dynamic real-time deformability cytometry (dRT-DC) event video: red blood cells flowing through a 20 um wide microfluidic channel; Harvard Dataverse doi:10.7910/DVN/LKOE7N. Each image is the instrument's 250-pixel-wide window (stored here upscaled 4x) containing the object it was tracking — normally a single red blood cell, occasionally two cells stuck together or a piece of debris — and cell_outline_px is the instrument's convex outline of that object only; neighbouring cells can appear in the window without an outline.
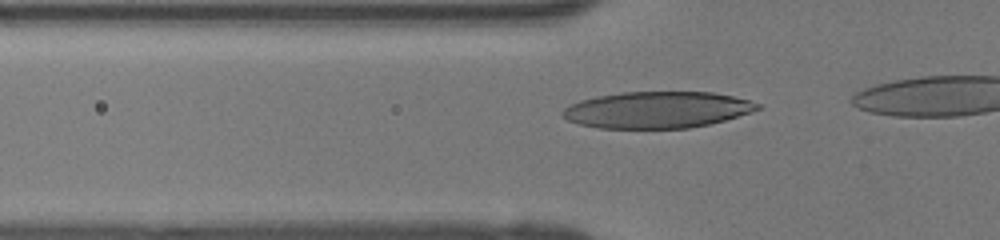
{"species": "human", "species_latin": "Homo sapiens", "temperature_condition": "room temperature", "stored_images_in_passage": 10, "camera_frame_rate_fps": 3000, "um_per_image_px": 0.085, "donor": {"sex": "female"}, "frame": {"image": 1, "passage_image": 2, "time_ms": 0.333, "image_size_px": [1000, 240], "cell_outline_px": [[760, 108], [724, 120], [708, 124], [688, 128], [600, 128], [580, 124], [568, 120], [560, 112], [564, 108], [580, 100], [596, 96], [624, 92], [712, 92], [732, 96], [748, 100], [760, 104]], "centroid_in_image_um": [55.82, 9.33], "position_along_channel_um": 70.0, "area_um2": 41.04}}
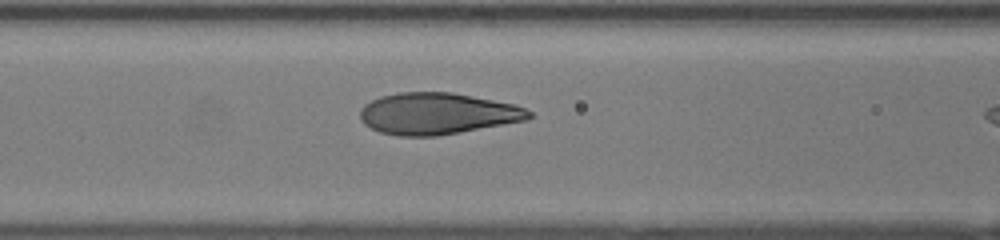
{"frame": {"image": 2, "passage_image": 6, "time_ms": 1.667, "image_size_px": [1000, 240], "cell_outline_px": [[532, 116], [528, 120], [436, 136], [396, 136], [380, 132], [364, 124], [360, 120], [360, 108], [364, 104], [380, 96], [400, 92], [452, 92], [516, 104], [532, 112]], "centroid_in_image_um": [37.17, 9.65], "position_along_channel_um": 129.4, "area_um2": 41.04}}
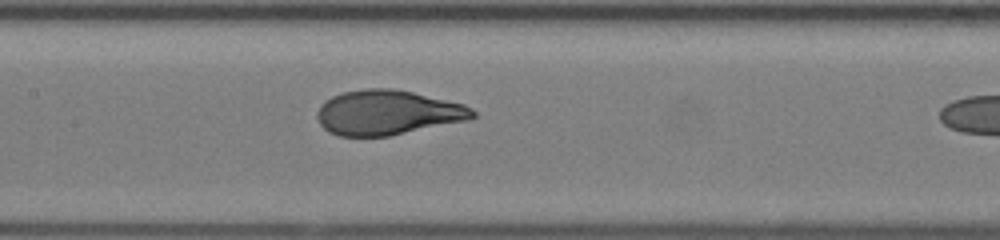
{"frame": {"image": 3, "passage_image": 9, "time_ms": 2.667, "image_size_px": [1000, 240], "cell_outline_px": [[476, 116], [468, 120], [388, 136], [340, 136], [328, 132], [320, 124], [316, 116], [316, 112], [320, 104], [332, 96], [344, 92], [364, 88], [392, 88], [412, 92], [464, 104], [472, 108], [476, 112]], "centroid_in_image_um": [32.93, 9.56], "position_along_channel_um": 174.5, "area_um2": 40.58}}